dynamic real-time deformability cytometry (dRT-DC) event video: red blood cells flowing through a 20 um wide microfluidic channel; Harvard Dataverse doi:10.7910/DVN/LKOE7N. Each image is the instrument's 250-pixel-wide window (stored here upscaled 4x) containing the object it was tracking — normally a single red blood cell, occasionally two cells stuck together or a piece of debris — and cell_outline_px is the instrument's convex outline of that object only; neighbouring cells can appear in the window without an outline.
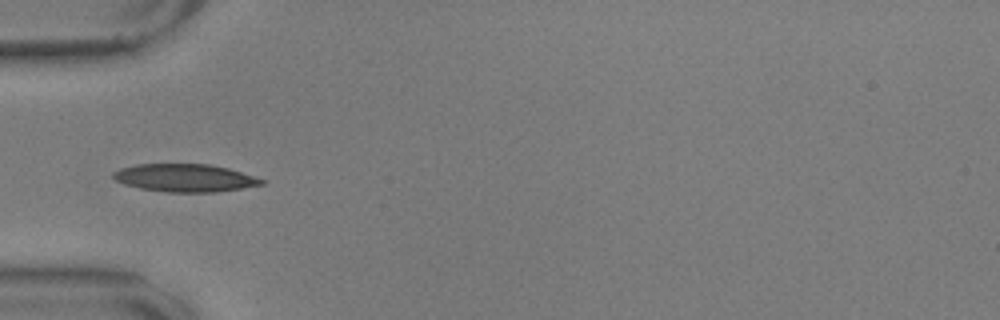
{"species": "common noctule bat (a hibernating species)", "species_latin": "Nyctalus noctula", "temperature_condition": "warm", "stored_images_in_passage": 22, "camera_frame_rate_fps": 3000, "um_per_image_px": 0.085, "animal": {"sex": "male", "body_mass_g": 17.9, "forearm_length_mm": 54.2}, "frame": {"image": 1, "passage_image": 1, "time_ms": 0.0, "image_size_px": [1000, 320], "cell_outline_px": [[264, 184], [216, 192], [168, 192], [140, 188], [124, 184], [116, 180], [112, 176], [112, 172], [120, 168], [136, 164], [212, 164], [228, 168], [264, 180]], "centroid_in_image_um": [15.67, 15.11], "position_along_channel_um": 69.3, "area_um2": 23.87}}
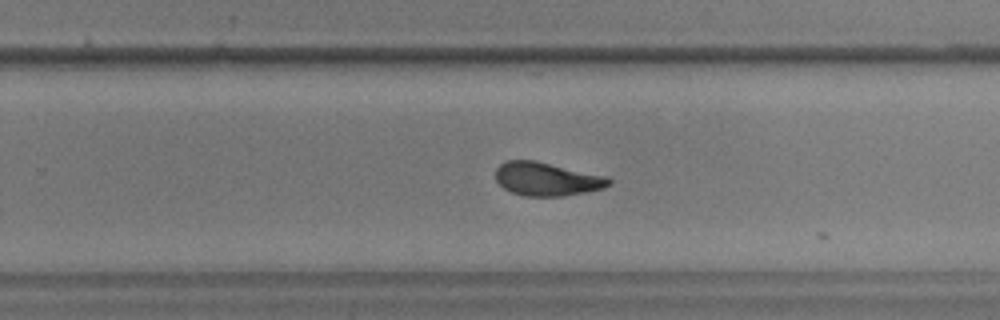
{"frame": {"image": 2, "passage_image": 19, "time_ms": 6.0, "image_size_px": [1000, 320], "cell_outline_px": [[612, 184], [604, 188], [584, 192], [560, 196], [524, 196], [512, 192], [504, 188], [496, 180], [496, 168], [500, 164], [508, 160], [536, 160], [608, 176], [612, 180]], "centroid_in_image_um": [46.51, 15.2], "position_along_channel_um": 283.3, "area_um2": 22.2}}